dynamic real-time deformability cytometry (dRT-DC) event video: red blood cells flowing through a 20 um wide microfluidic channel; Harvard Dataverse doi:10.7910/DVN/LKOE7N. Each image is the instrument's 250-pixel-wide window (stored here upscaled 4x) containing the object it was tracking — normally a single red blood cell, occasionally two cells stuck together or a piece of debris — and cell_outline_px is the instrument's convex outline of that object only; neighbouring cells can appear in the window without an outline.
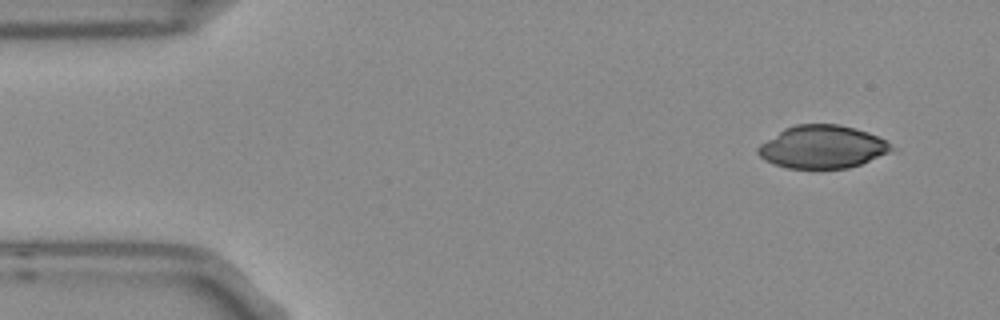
{"species": "Egyptian fruit bat (a non-hibernating species)", "species_latin": "Rousettus aegyptiacus", "temperature_condition": "room temperature", "stored_images_in_passage": 4, "camera_frame_rate_fps": 3000, "um_per_image_px": 0.085, "frame": {"image": 1, "passage_image": 1, "time_ms": 0.0, "image_size_px": [1000, 320], "cell_outline_px": [[900, 152], [848, 168], [788, 168], [772, 164], [764, 160], [756, 152], [756, 148], [760, 144], [784, 128], [796, 124], [840, 124], [856, 128], [868, 132], [884, 140], [896, 148]], "centroid_in_image_um": [69.97, 12.49], "position_along_channel_um": 15.0, "area_um2": 33.99}}